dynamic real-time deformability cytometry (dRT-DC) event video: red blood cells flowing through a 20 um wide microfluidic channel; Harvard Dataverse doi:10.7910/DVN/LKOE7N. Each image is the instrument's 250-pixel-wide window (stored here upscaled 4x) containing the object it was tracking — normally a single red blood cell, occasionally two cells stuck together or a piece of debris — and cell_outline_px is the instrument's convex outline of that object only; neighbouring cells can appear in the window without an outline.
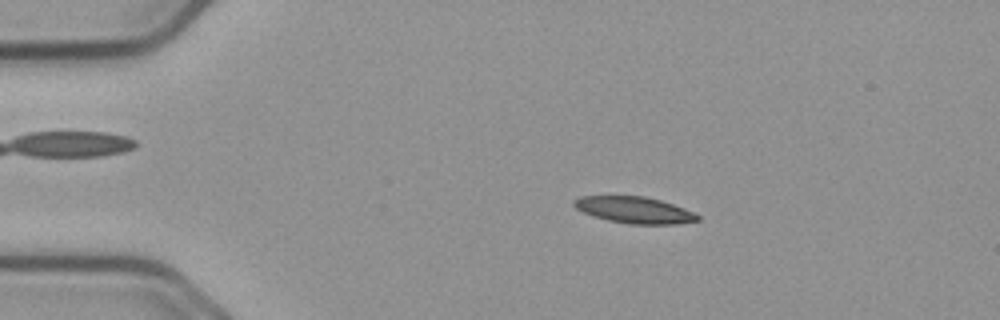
{"species": "common noctule bat (a hibernating species)", "species_latin": "Nyctalus noctula", "temperature_condition": "cold", "stored_images_in_passage": 55, "camera_frame_rate_fps": 3000, "um_per_image_px": 0.085, "animal": {"sex": "male", "body_mass_g": 23.1, "forearm_length_mm": 52.7}, "frame": {"image": 1, "passage_image": 10, "time_ms": 3.0, "image_size_px": [1000, 320], "cell_outline_px": [[700, 220], [676, 224], [628, 224], [608, 220], [592, 216], [576, 208], [572, 204], [572, 200], [580, 196], [644, 196], [660, 200], [684, 208], [700, 216]], "centroid_in_image_um": [53.9, 17.85], "position_along_channel_um": 31.1, "area_um2": 19.07}}
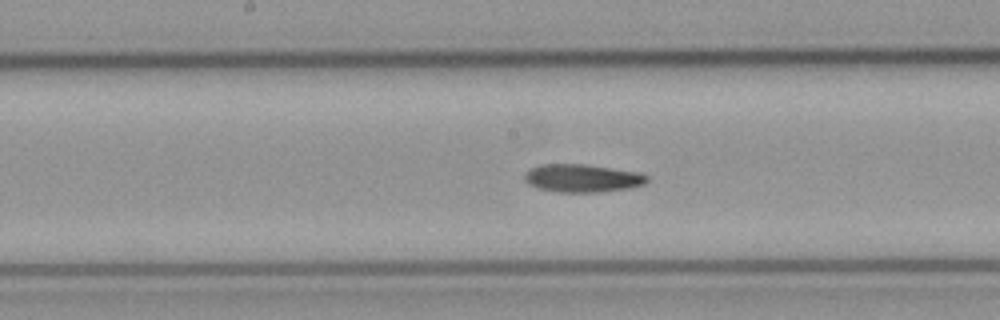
{"frame": {"image": 2, "passage_image": 28, "time_ms": 9.0, "image_size_px": [1000, 320], "cell_outline_px": [[648, 180], [644, 184], [632, 188], [600, 192], [560, 192], [536, 188], [528, 184], [524, 180], [524, 172], [528, 168], [540, 164], [584, 164], [640, 172], [648, 176]], "centroid_in_image_um": [49.47, 15.14], "position_along_channel_um": 198.7, "area_um2": 20.29}}
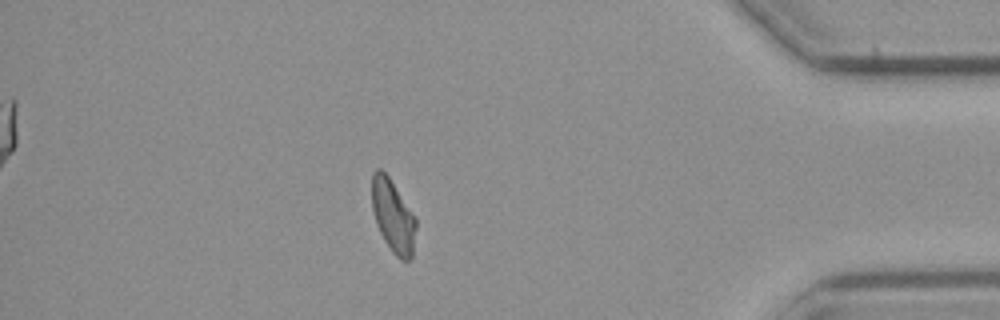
{"frame": {"image": 3, "passage_image": 48, "time_ms": 15.667, "image_size_px": [1000, 320], "cell_outline_px": [[416, 228], [412, 256], [408, 260], [400, 260], [392, 252], [384, 240], [376, 224], [372, 208], [372, 172], [376, 168], [380, 168], [388, 176], [416, 216]], "centroid_in_image_um": [33.41, 18.36], "position_along_channel_um": 401.8, "area_um2": 18.79}, "authors_computed_cell_mechanics": {"area_um2": 19.363, "velocity_mm_per_s": 3.6827, "shape_relaxation_time_tau1_ms": 10.3173, "shape_relaxation_time_tau2_ms": null, "deformation_change_tau1": 0.2146, "deformation_change_tau2": null}}